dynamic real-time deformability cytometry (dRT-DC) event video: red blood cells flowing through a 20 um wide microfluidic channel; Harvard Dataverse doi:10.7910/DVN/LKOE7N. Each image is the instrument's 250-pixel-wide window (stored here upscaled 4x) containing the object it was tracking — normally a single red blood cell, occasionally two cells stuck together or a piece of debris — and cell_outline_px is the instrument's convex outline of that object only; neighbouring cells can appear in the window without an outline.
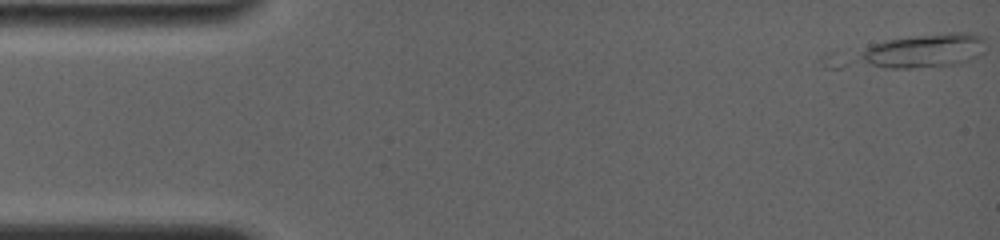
{"species": "common noctule bat (a hibernating species)", "species_latin": "Nyctalus noctula", "temperature_condition": "room temperature", "stored_images_in_passage": 13, "camera_frame_rate_fps": 4000, "um_per_image_px": 0.085, "animal": {"sex": "female", "body_mass_g": 19.0, "forearm_length_mm": 56.7}, "frame": {"image": 1, "passage_image": 1, "time_ms": 0.0, "image_size_px": [1000, 240], "cell_outline_px": [[984, 40], [980, 56], [960, 64], [912, 68], [828, 68], [820, 60], [828, 52], [888, 40], [916, 36], [948, 32], [968, 32], [980, 36]], "centroid_in_image_um": [77.3, 4.44], "position_along_channel_um": 7.7, "area_um2": 30.52}}